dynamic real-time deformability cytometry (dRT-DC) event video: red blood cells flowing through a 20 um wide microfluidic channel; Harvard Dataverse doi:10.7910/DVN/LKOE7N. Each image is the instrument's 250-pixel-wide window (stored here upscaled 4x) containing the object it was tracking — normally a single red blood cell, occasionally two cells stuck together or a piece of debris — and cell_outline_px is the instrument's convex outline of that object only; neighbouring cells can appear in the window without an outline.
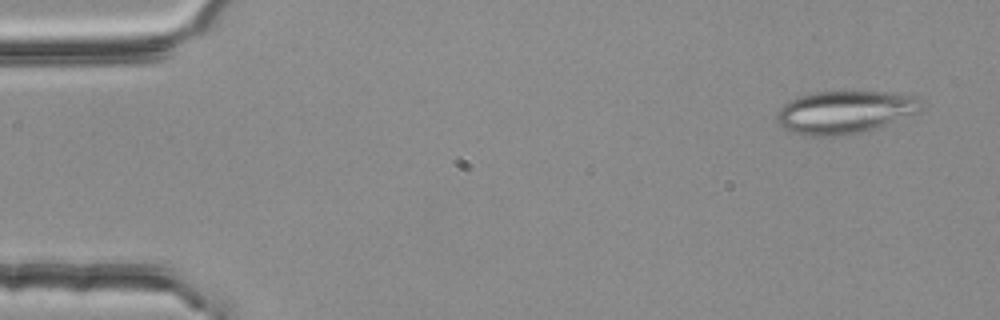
{"species": "common noctule bat (a hibernating species)", "species_latin": "Nyctalus noctula", "temperature_condition": "room temperature", "stored_images_in_passage": 54, "segment_of_instrument_passage": [1, 2], "camera_frame_rate_fps": 3000, "um_per_image_px": 0.085, "animal": {"sex": "female", "body_mass_g": 25.1}, "frame": {"image": 1, "passage_image": 3, "time_ms": 0.667, "image_size_px": [1000, 320], "cell_outline_px": [[924, 108], [920, 112], [876, 128], [860, 132], [840, 136], [804, 136], [792, 132], [784, 128], [776, 120], [776, 116], [780, 108], [788, 100], [800, 96], [816, 92], [852, 88], [892, 92], [916, 96], [924, 104]], "centroid_in_image_um": [71.86, 9.48], "position_along_channel_um": 13.1, "area_um2": 37.28}}